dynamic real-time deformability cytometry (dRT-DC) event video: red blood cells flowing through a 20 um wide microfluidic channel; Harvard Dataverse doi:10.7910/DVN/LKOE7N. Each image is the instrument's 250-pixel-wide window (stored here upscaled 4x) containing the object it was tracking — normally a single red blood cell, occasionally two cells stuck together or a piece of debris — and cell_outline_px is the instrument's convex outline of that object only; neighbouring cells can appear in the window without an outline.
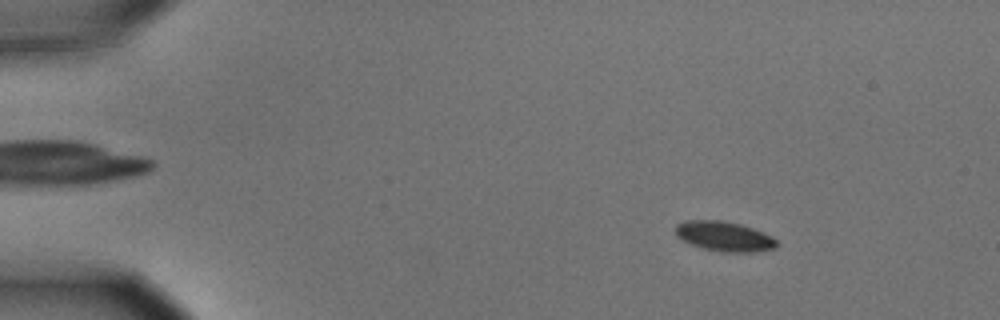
{"species": "common noctule bat (a hibernating species)", "species_latin": "Nyctalus noctula", "temperature_condition": "cold", "stored_images_in_passage": 52, "camera_frame_rate_fps": 3000, "um_per_image_px": 0.085, "animal": {"sex": "male", "body_mass_g": 15.6}, "frame": {"image": 1, "passage_image": 4, "time_ms": 1.0, "image_size_px": [1000, 320], "cell_outline_px": [[780, 244], [776, 248], [752, 252], [720, 252], [704, 248], [692, 244], [676, 236], [676, 224], [688, 220], [720, 220], [740, 224], [764, 232], [772, 236]], "centroid_in_image_um": [61.6, 20.09], "position_along_channel_um": 23.4, "area_um2": 17.57}}
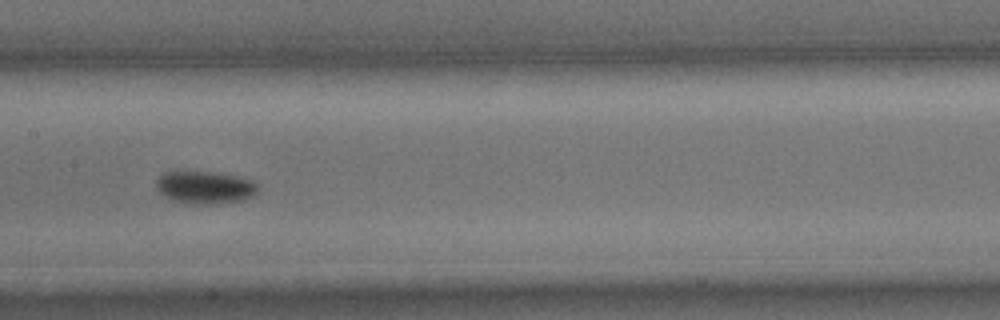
{"frame": {"image": 2, "passage_image": 25, "time_ms": 8.0, "image_size_px": [1000, 320], "cell_outline_px": [[260, 188], [252, 196], [244, 200], [216, 204], [192, 204], [172, 200], [164, 196], [156, 188], [156, 180], [164, 172], [216, 172], [236, 176], [252, 180]], "centroid_in_image_um": [17.43, 15.94], "position_along_channel_um": 190.0, "area_um2": 19.36}}
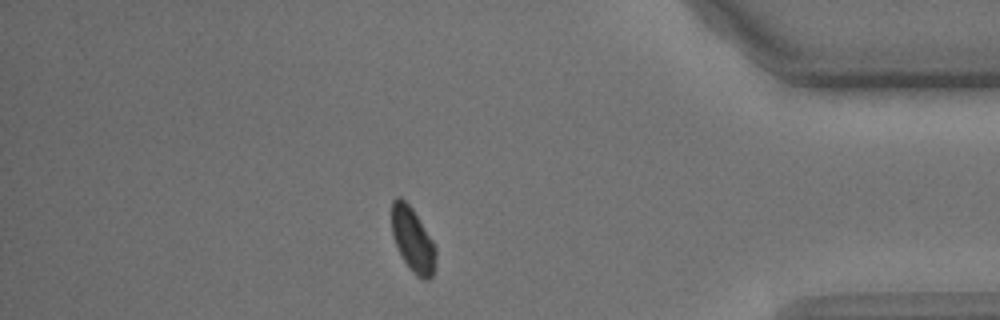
{"frame": {"image": 3, "passage_image": 45, "time_ms": 14.667, "image_size_px": [1000, 320], "cell_outline_px": [[436, 252], [432, 276], [428, 280], [424, 280], [416, 276], [412, 272], [404, 260], [392, 236], [392, 200], [396, 196], [400, 196], [412, 208], [432, 240], [436, 248]], "centroid_in_image_um": [35.07, 20.37], "position_along_channel_um": 400.1, "area_um2": 16.3}, "authors_computed_cell_mechanics": {"area_um2": 17.8024, "velocity_mm_per_s": 3.604, "shape_relaxation_time_tau1_ms": 3.9878, "shape_relaxation_time_tau2_ms": null, "deformation_change_tau1": 0.0953, "deformation_change_tau2": null}}